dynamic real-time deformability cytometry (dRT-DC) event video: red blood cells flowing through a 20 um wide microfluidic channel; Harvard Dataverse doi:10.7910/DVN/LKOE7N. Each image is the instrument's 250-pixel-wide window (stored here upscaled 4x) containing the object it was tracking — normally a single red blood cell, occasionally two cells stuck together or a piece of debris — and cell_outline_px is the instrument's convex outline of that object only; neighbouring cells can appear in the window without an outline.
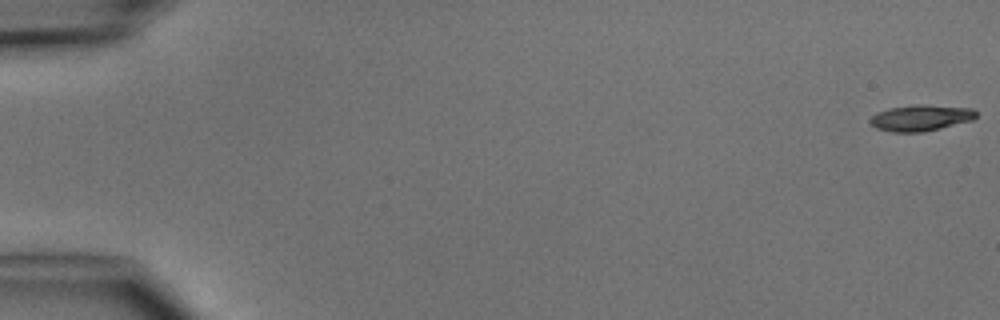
{"species": "common noctule bat (a hibernating species)", "species_latin": "Nyctalus noctula", "temperature_condition": "cold", "stored_images_in_passage": 5, "camera_frame_rate_fps": 3000, "um_per_image_px": 0.085, "animal": {"sex": "male", "body_mass_g": 15.6}, "frame": {"image": 1, "passage_image": 1, "time_ms": 0.0, "image_size_px": [1000, 320], "cell_outline_px": [[976, 116], [972, 120], [924, 132], [892, 132], [876, 128], [868, 120], [876, 112], [888, 108], [916, 104], [928, 104], [972, 108], [976, 112]], "centroid_in_image_um": [78.24, 10.0], "position_along_channel_um": 6.8, "area_um2": 16.24}}
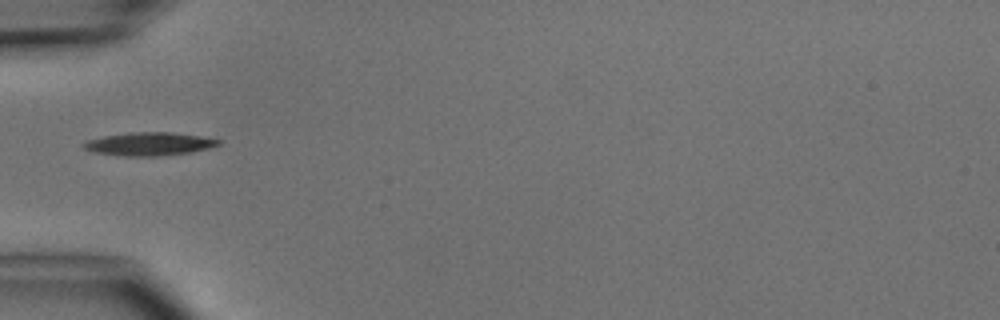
{"frame": {"image": 2, "passage_image": 5, "time_ms": 5.333, "image_size_px": [1000, 320], "cell_outline_px": [[224, 140], [220, 144], [212, 148], [192, 152], [160, 156], [124, 156], [96, 152], [84, 148], [80, 144], [84, 140], [104, 136], [128, 132], [172, 132], [200, 136]], "centroid_in_image_um": [12.71, 12.23], "position_along_channel_um": 72.3, "area_um2": 18.5}}